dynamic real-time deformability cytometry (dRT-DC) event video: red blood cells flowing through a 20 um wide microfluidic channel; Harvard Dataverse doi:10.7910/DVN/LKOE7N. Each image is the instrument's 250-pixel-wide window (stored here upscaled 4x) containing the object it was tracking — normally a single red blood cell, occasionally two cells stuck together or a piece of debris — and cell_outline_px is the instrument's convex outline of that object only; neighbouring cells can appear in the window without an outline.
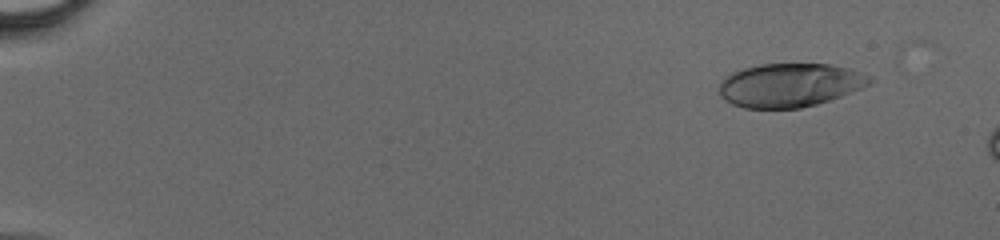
{"species": "human", "species_latin": "Homo sapiens", "temperature_condition": "cold", "stored_images_in_passage": 45, "camera_frame_rate_fps": 3000, "um_per_image_px": 0.085, "donor": {"sex": "male"}, "frame": {"image": 1, "passage_image": 5, "time_ms": 1.333, "image_size_px": [1000, 240], "cell_outline_px": [[876, 80], [872, 84], [840, 96], [816, 104], [800, 108], [744, 108], [732, 104], [724, 100], [720, 96], [720, 80], [724, 76], [732, 72], [744, 68], [760, 64], [828, 64], [852, 68], [872, 76]], "centroid_in_image_um": [67.16, 7.22], "position_along_channel_um": 17.8, "area_um2": 38.61}}
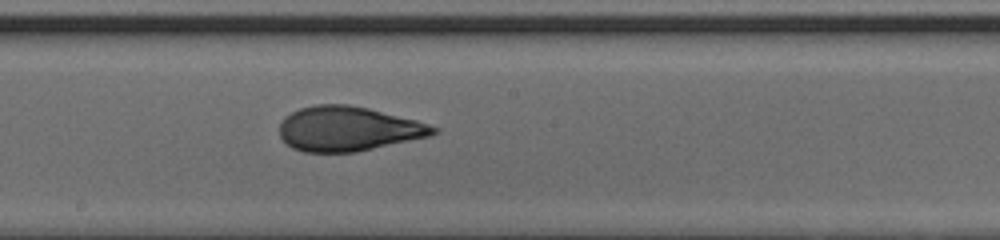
{"frame": {"image": 2, "passage_image": 28, "time_ms": 9.0, "image_size_px": [1000, 240], "cell_outline_px": [[440, 132], [432, 136], [356, 152], [304, 152], [292, 148], [280, 136], [280, 124], [284, 116], [300, 108], [316, 104], [348, 104], [368, 108], [416, 120], [440, 128]], "centroid_in_image_um": [29.62, 10.95], "position_along_channel_um": 218.6, "area_um2": 40.17}}
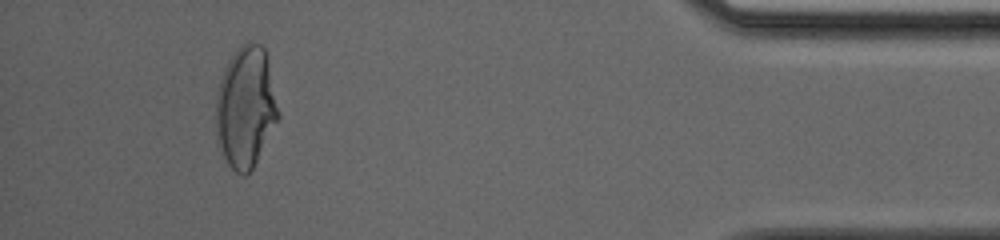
{"frame": {"image": 3, "passage_image": 44, "time_ms": 14.333, "image_size_px": [1000, 240], "cell_outline_px": [[280, 116], [252, 168], [244, 176], [240, 176], [228, 164], [220, 152], [216, 144], [216, 96], [220, 80], [224, 68], [228, 60], [248, 40], [252, 40], [260, 44], [264, 48], [280, 112]], "centroid_in_image_um": [20.86, 9.14], "position_along_channel_um": 414.3, "area_um2": 43.99}}